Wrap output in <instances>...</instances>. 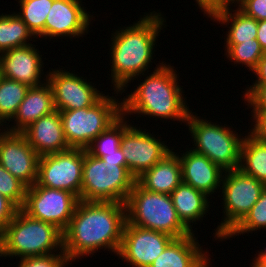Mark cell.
<instances>
[{
	"instance_id": "8fae6325",
	"label": "cell",
	"mask_w": 266,
	"mask_h": 267,
	"mask_svg": "<svg viewBox=\"0 0 266 267\" xmlns=\"http://www.w3.org/2000/svg\"><path fill=\"white\" fill-rule=\"evenodd\" d=\"M83 161V148L42 155L39 158L36 183L69 191L81 200Z\"/></svg>"
},
{
	"instance_id": "7c38bea8",
	"label": "cell",
	"mask_w": 266,
	"mask_h": 267,
	"mask_svg": "<svg viewBox=\"0 0 266 267\" xmlns=\"http://www.w3.org/2000/svg\"><path fill=\"white\" fill-rule=\"evenodd\" d=\"M49 68L47 81L52 87L55 110H76L88 108L97 103L106 92L100 91L96 82H92L76 70L69 67ZM51 69V70H50ZM97 87V88H96ZM104 92V93H103Z\"/></svg>"
},
{
	"instance_id": "7402d4cb",
	"label": "cell",
	"mask_w": 266,
	"mask_h": 267,
	"mask_svg": "<svg viewBox=\"0 0 266 267\" xmlns=\"http://www.w3.org/2000/svg\"><path fill=\"white\" fill-rule=\"evenodd\" d=\"M170 195L181 222L192 233H198L193 228L199 221L202 223L208 214L210 215L208 211L213 207L210 204L213 199L184 182H181Z\"/></svg>"
},
{
	"instance_id": "cb8c5ba5",
	"label": "cell",
	"mask_w": 266,
	"mask_h": 267,
	"mask_svg": "<svg viewBox=\"0 0 266 267\" xmlns=\"http://www.w3.org/2000/svg\"><path fill=\"white\" fill-rule=\"evenodd\" d=\"M211 21L227 27L224 45H235L257 38L258 21L246 15L237 6L216 15Z\"/></svg>"
},
{
	"instance_id": "9c48e42d",
	"label": "cell",
	"mask_w": 266,
	"mask_h": 267,
	"mask_svg": "<svg viewBox=\"0 0 266 267\" xmlns=\"http://www.w3.org/2000/svg\"><path fill=\"white\" fill-rule=\"evenodd\" d=\"M266 185L239 168L225 171L222 177L219 198L221 201V222L214 229L213 242L221 241L245 218L258 201Z\"/></svg>"
},
{
	"instance_id": "52a82bcc",
	"label": "cell",
	"mask_w": 266,
	"mask_h": 267,
	"mask_svg": "<svg viewBox=\"0 0 266 267\" xmlns=\"http://www.w3.org/2000/svg\"><path fill=\"white\" fill-rule=\"evenodd\" d=\"M135 182L126 163L104 162L84 149L81 200L125 204Z\"/></svg>"
},
{
	"instance_id": "836d02e7",
	"label": "cell",
	"mask_w": 266,
	"mask_h": 267,
	"mask_svg": "<svg viewBox=\"0 0 266 267\" xmlns=\"http://www.w3.org/2000/svg\"><path fill=\"white\" fill-rule=\"evenodd\" d=\"M244 90L241 98L251 112H266V85H247Z\"/></svg>"
},
{
	"instance_id": "3957f363",
	"label": "cell",
	"mask_w": 266,
	"mask_h": 267,
	"mask_svg": "<svg viewBox=\"0 0 266 267\" xmlns=\"http://www.w3.org/2000/svg\"><path fill=\"white\" fill-rule=\"evenodd\" d=\"M174 68L171 63L164 62L150 73L134 78L131 82L138 80V84L134 85L131 93L122 97V114L127 118L134 115L136 120L145 116L149 121L150 118L163 120V123L168 120L173 121L171 123L177 121L185 126L193 109H189L183 86L179 85L181 79L176 71L178 68Z\"/></svg>"
},
{
	"instance_id": "83f0119b",
	"label": "cell",
	"mask_w": 266,
	"mask_h": 267,
	"mask_svg": "<svg viewBox=\"0 0 266 267\" xmlns=\"http://www.w3.org/2000/svg\"><path fill=\"white\" fill-rule=\"evenodd\" d=\"M17 1V0H16ZM54 0H18L15 11L36 38L45 39L46 17Z\"/></svg>"
},
{
	"instance_id": "ab89813d",
	"label": "cell",
	"mask_w": 266,
	"mask_h": 267,
	"mask_svg": "<svg viewBox=\"0 0 266 267\" xmlns=\"http://www.w3.org/2000/svg\"><path fill=\"white\" fill-rule=\"evenodd\" d=\"M104 162L112 163H126L125 157L121 148L111 153H103V157H100Z\"/></svg>"
},
{
	"instance_id": "5b68a950",
	"label": "cell",
	"mask_w": 266,
	"mask_h": 267,
	"mask_svg": "<svg viewBox=\"0 0 266 267\" xmlns=\"http://www.w3.org/2000/svg\"><path fill=\"white\" fill-rule=\"evenodd\" d=\"M201 117L190 112L185 126L188 128L189 138L193 147L190 149L208 157L224 171L238 169L240 165V149L245 133L236 132L231 127L211 118ZM239 133V134H238Z\"/></svg>"
},
{
	"instance_id": "f35d334b",
	"label": "cell",
	"mask_w": 266,
	"mask_h": 267,
	"mask_svg": "<svg viewBox=\"0 0 266 267\" xmlns=\"http://www.w3.org/2000/svg\"><path fill=\"white\" fill-rule=\"evenodd\" d=\"M252 78L255 80L251 83L252 85H266V53L259 60L257 67L252 72Z\"/></svg>"
},
{
	"instance_id": "30bf717a",
	"label": "cell",
	"mask_w": 266,
	"mask_h": 267,
	"mask_svg": "<svg viewBox=\"0 0 266 267\" xmlns=\"http://www.w3.org/2000/svg\"><path fill=\"white\" fill-rule=\"evenodd\" d=\"M79 201L80 199L69 191L35 183L26 189L22 210L30 217L53 224L64 232Z\"/></svg>"
},
{
	"instance_id": "4fadbf2b",
	"label": "cell",
	"mask_w": 266,
	"mask_h": 267,
	"mask_svg": "<svg viewBox=\"0 0 266 267\" xmlns=\"http://www.w3.org/2000/svg\"><path fill=\"white\" fill-rule=\"evenodd\" d=\"M133 125L123 134L120 148L126 160V167L135 177L151 169L156 163L169 154L173 147L150 129ZM147 129V130H146ZM147 131V132H146ZM163 140V141H162ZM169 146V147H168Z\"/></svg>"
},
{
	"instance_id": "d6a6232c",
	"label": "cell",
	"mask_w": 266,
	"mask_h": 267,
	"mask_svg": "<svg viewBox=\"0 0 266 267\" xmlns=\"http://www.w3.org/2000/svg\"><path fill=\"white\" fill-rule=\"evenodd\" d=\"M15 267H71L72 262L65 254L26 257L19 259ZM71 264V265H70Z\"/></svg>"
},
{
	"instance_id": "ba28073f",
	"label": "cell",
	"mask_w": 266,
	"mask_h": 267,
	"mask_svg": "<svg viewBox=\"0 0 266 267\" xmlns=\"http://www.w3.org/2000/svg\"><path fill=\"white\" fill-rule=\"evenodd\" d=\"M107 93L91 107L59 111L64 137L70 148L86 149L122 115V93L116 90L112 96Z\"/></svg>"
},
{
	"instance_id": "277c9868",
	"label": "cell",
	"mask_w": 266,
	"mask_h": 267,
	"mask_svg": "<svg viewBox=\"0 0 266 267\" xmlns=\"http://www.w3.org/2000/svg\"><path fill=\"white\" fill-rule=\"evenodd\" d=\"M52 254H64L63 232L55 225L34 219L18 209L0 233V258L18 261Z\"/></svg>"
},
{
	"instance_id": "6da1fadb",
	"label": "cell",
	"mask_w": 266,
	"mask_h": 267,
	"mask_svg": "<svg viewBox=\"0 0 266 267\" xmlns=\"http://www.w3.org/2000/svg\"><path fill=\"white\" fill-rule=\"evenodd\" d=\"M165 17L158 9L157 12L145 11L133 24L118 26L115 32L111 31L108 42L111 73L108 78L113 91H120L124 95L134 78L151 72L153 63L159 68L165 62L158 61L156 64L154 60L161 30L168 26Z\"/></svg>"
},
{
	"instance_id": "d6986e66",
	"label": "cell",
	"mask_w": 266,
	"mask_h": 267,
	"mask_svg": "<svg viewBox=\"0 0 266 267\" xmlns=\"http://www.w3.org/2000/svg\"><path fill=\"white\" fill-rule=\"evenodd\" d=\"M199 243L198 233L175 238L149 267H206L214 259Z\"/></svg>"
},
{
	"instance_id": "44dd1931",
	"label": "cell",
	"mask_w": 266,
	"mask_h": 267,
	"mask_svg": "<svg viewBox=\"0 0 266 267\" xmlns=\"http://www.w3.org/2000/svg\"><path fill=\"white\" fill-rule=\"evenodd\" d=\"M55 111L53 90L48 81L29 87L10 124L3 127L8 132H22L42 116Z\"/></svg>"
},
{
	"instance_id": "484cf974",
	"label": "cell",
	"mask_w": 266,
	"mask_h": 267,
	"mask_svg": "<svg viewBox=\"0 0 266 267\" xmlns=\"http://www.w3.org/2000/svg\"><path fill=\"white\" fill-rule=\"evenodd\" d=\"M2 14V15H1ZM0 14V54L12 48L23 47L37 42V38L29 30L22 19L13 12ZM33 38V39H32Z\"/></svg>"
},
{
	"instance_id": "7bdbcfd3",
	"label": "cell",
	"mask_w": 266,
	"mask_h": 267,
	"mask_svg": "<svg viewBox=\"0 0 266 267\" xmlns=\"http://www.w3.org/2000/svg\"><path fill=\"white\" fill-rule=\"evenodd\" d=\"M234 6H237L242 0H229Z\"/></svg>"
},
{
	"instance_id": "ac0fdd59",
	"label": "cell",
	"mask_w": 266,
	"mask_h": 267,
	"mask_svg": "<svg viewBox=\"0 0 266 267\" xmlns=\"http://www.w3.org/2000/svg\"><path fill=\"white\" fill-rule=\"evenodd\" d=\"M172 150L175 151L181 162L182 182L191 185L196 190L214 199L215 192L216 194L220 193L222 177L225 171L208 157L193 151L189 147L184 150L186 152L181 151V149L176 152L175 148Z\"/></svg>"
},
{
	"instance_id": "9a60e30c",
	"label": "cell",
	"mask_w": 266,
	"mask_h": 267,
	"mask_svg": "<svg viewBox=\"0 0 266 267\" xmlns=\"http://www.w3.org/2000/svg\"><path fill=\"white\" fill-rule=\"evenodd\" d=\"M174 239L167 233L126 222L117 259L126 262L127 267H149Z\"/></svg>"
},
{
	"instance_id": "e0dca14e",
	"label": "cell",
	"mask_w": 266,
	"mask_h": 267,
	"mask_svg": "<svg viewBox=\"0 0 266 267\" xmlns=\"http://www.w3.org/2000/svg\"><path fill=\"white\" fill-rule=\"evenodd\" d=\"M36 46L38 45L33 43L12 48L0 54L2 77L27 84L29 87L39 86L46 82L48 70L44 71L43 59H47L43 58L42 52Z\"/></svg>"
},
{
	"instance_id": "7a4b0ae2",
	"label": "cell",
	"mask_w": 266,
	"mask_h": 267,
	"mask_svg": "<svg viewBox=\"0 0 266 267\" xmlns=\"http://www.w3.org/2000/svg\"><path fill=\"white\" fill-rule=\"evenodd\" d=\"M126 222L124 203L80 200L63 232L64 254L73 265L101 250L117 256Z\"/></svg>"
},
{
	"instance_id": "4dcf8cb0",
	"label": "cell",
	"mask_w": 266,
	"mask_h": 267,
	"mask_svg": "<svg viewBox=\"0 0 266 267\" xmlns=\"http://www.w3.org/2000/svg\"><path fill=\"white\" fill-rule=\"evenodd\" d=\"M258 230V231H257ZM266 230V187L262 191L258 201L252 206L245 218L224 238L223 241L230 238L239 237L247 233L257 235V232Z\"/></svg>"
},
{
	"instance_id": "74e56055",
	"label": "cell",
	"mask_w": 266,
	"mask_h": 267,
	"mask_svg": "<svg viewBox=\"0 0 266 267\" xmlns=\"http://www.w3.org/2000/svg\"><path fill=\"white\" fill-rule=\"evenodd\" d=\"M18 208L6 197L0 194V233L13 219Z\"/></svg>"
},
{
	"instance_id": "e575fe53",
	"label": "cell",
	"mask_w": 266,
	"mask_h": 267,
	"mask_svg": "<svg viewBox=\"0 0 266 267\" xmlns=\"http://www.w3.org/2000/svg\"><path fill=\"white\" fill-rule=\"evenodd\" d=\"M204 17L212 20L221 12L228 11L235 7L229 0H194ZM198 4V5H197Z\"/></svg>"
},
{
	"instance_id": "4316f807",
	"label": "cell",
	"mask_w": 266,
	"mask_h": 267,
	"mask_svg": "<svg viewBox=\"0 0 266 267\" xmlns=\"http://www.w3.org/2000/svg\"><path fill=\"white\" fill-rule=\"evenodd\" d=\"M123 114L112 123L106 130L100 133L86 148L94 157H103V153L115 152L120 148L123 134L133 125L132 119ZM131 121V122H130Z\"/></svg>"
},
{
	"instance_id": "2e32d148",
	"label": "cell",
	"mask_w": 266,
	"mask_h": 267,
	"mask_svg": "<svg viewBox=\"0 0 266 267\" xmlns=\"http://www.w3.org/2000/svg\"><path fill=\"white\" fill-rule=\"evenodd\" d=\"M39 158L22 133L0 130V164L27 188L37 181Z\"/></svg>"
},
{
	"instance_id": "60d3db41",
	"label": "cell",
	"mask_w": 266,
	"mask_h": 267,
	"mask_svg": "<svg viewBox=\"0 0 266 267\" xmlns=\"http://www.w3.org/2000/svg\"><path fill=\"white\" fill-rule=\"evenodd\" d=\"M256 40L260 43L264 53H266V20L258 21Z\"/></svg>"
},
{
	"instance_id": "f1b7e54d",
	"label": "cell",
	"mask_w": 266,
	"mask_h": 267,
	"mask_svg": "<svg viewBox=\"0 0 266 267\" xmlns=\"http://www.w3.org/2000/svg\"><path fill=\"white\" fill-rule=\"evenodd\" d=\"M28 89L27 84L5 77L0 78V127L2 129L13 119Z\"/></svg>"
},
{
	"instance_id": "1f68e13d",
	"label": "cell",
	"mask_w": 266,
	"mask_h": 267,
	"mask_svg": "<svg viewBox=\"0 0 266 267\" xmlns=\"http://www.w3.org/2000/svg\"><path fill=\"white\" fill-rule=\"evenodd\" d=\"M27 187L0 164V194L8 198L18 209L25 203Z\"/></svg>"
},
{
	"instance_id": "5bb4252c",
	"label": "cell",
	"mask_w": 266,
	"mask_h": 267,
	"mask_svg": "<svg viewBox=\"0 0 266 267\" xmlns=\"http://www.w3.org/2000/svg\"><path fill=\"white\" fill-rule=\"evenodd\" d=\"M83 3L86 5L83 0H54L46 17L45 41L48 39L55 42L57 39L67 38L68 42V38L71 41L77 38L78 42L80 37L86 38L85 35L90 33L89 27L93 26L96 18L93 10L92 13L87 11L88 8Z\"/></svg>"
},
{
	"instance_id": "ffe728a7",
	"label": "cell",
	"mask_w": 266,
	"mask_h": 267,
	"mask_svg": "<svg viewBox=\"0 0 266 267\" xmlns=\"http://www.w3.org/2000/svg\"><path fill=\"white\" fill-rule=\"evenodd\" d=\"M39 156L69 150L58 110L42 116L21 132Z\"/></svg>"
},
{
	"instance_id": "f6af8a7d",
	"label": "cell",
	"mask_w": 266,
	"mask_h": 267,
	"mask_svg": "<svg viewBox=\"0 0 266 267\" xmlns=\"http://www.w3.org/2000/svg\"><path fill=\"white\" fill-rule=\"evenodd\" d=\"M212 262H210L206 267H212Z\"/></svg>"
},
{
	"instance_id": "8d00e7d4",
	"label": "cell",
	"mask_w": 266,
	"mask_h": 267,
	"mask_svg": "<svg viewBox=\"0 0 266 267\" xmlns=\"http://www.w3.org/2000/svg\"><path fill=\"white\" fill-rule=\"evenodd\" d=\"M250 113L248 115L252 117H250L249 120H251L252 122L251 126H249L250 127L249 131L257 138H259L261 141L266 142V112H250Z\"/></svg>"
},
{
	"instance_id": "8992f818",
	"label": "cell",
	"mask_w": 266,
	"mask_h": 267,
	"mask_svg": "<svg viewBox=\"0 0 266 267\" xmlns=\"http://www.w3.org/2000/svg\"><path fill=\"white\" fill-rule=\"evenodd\" d=\"M126 206L127 223L160 231L174 238H182L192 232L181 222L170 194L151 192L135 182Z\"/></svg>"
},
{
	"instance_id": "b9f144b4",
	"label": "cell",
	"mask_w": 266,
	"mask_h": 267,
	"mask_svg": "<svg viewBox=\"0 0 266 267\" xmlns=\"http://www.w3.org/2000/svg\"><path fill=\"white\" fill-rule=\"evenodd\" d=\"M250 264L258 265L259 267H266V248L257 250L252 262Z\"/></svg>"
},
{
	"instance_id": "603a6c76",
	"label": "cell",
	"mask_w": 266,
	"mask_h": 267,
	"mask_svg": "<svg viewBox=\"0 0 266 267\" xmlns=\"http://www.w3.org/2000/svg\"><path fill=\"white\" fill-rule=\"evenodd\" d=\"M136 182L148 191L171 194L182 182V166L178 155L172 150L151 169L137 177Z\"/></svg>"
},
{
	"instance_id": "d590c367",
	"label": "cell",
	"mask_w": 266,
	"mask_h": 267,
	"mask_svg": "<svg viewBox=\"0 0 266 267\" xmlns=\"http://www.w3.org/2000/svg\"><path fill=\"white\" fill-rule=\"evenodd\" d=\"M237 7L257 21L266 20V0H242Z\"/></svg>"
},
{
	"instance_id": "d4e9b609",
	"label": "cell",
	"mask_w": 266,
	"mask_h": 267,
	"mask_svg": "<svg viewBox=\"0 0 266 267\" xmlns=\"http://www.w3.org/2000/svg\"><path fill=\"white\" fill-rule=\"evenodd\" d=\"M240 149L239 169L266 185V142L253 135L249 129Z\"/></svg>"
},
{
	"instance_id": "f546056e",
	"label": "cell",
	"mask_w": 266,
	"mask_h": 267,
	"mask_svg": "<svg viewBox=\"0 0 266 267\" xmlns=\"http://www.w3.org/2000/svg\"><path fill=\"white\" fill-rule=\"evenodd\" d=\"M224 55L228 62H233L235 66L242 65L251 73L255 70L259 60L264 55L260 43L256 39L242 42L235 45H224Z\"/></svg>"
},
{
	"instance_id": "ee69618b",
	"label": "cell",
	"mask_w": 266,
	"mask_h": 267,
	"mask_svg": "<svg viewBox=\"0 0 266 267\" xmlns=\"http://www.w3.org/2000/svg\"><path fill=\"white\" fill-rule=\"evenodd\" d=\"M249 267H259L258 265L250 264Z\"/></svg>"
}]
</instances>
